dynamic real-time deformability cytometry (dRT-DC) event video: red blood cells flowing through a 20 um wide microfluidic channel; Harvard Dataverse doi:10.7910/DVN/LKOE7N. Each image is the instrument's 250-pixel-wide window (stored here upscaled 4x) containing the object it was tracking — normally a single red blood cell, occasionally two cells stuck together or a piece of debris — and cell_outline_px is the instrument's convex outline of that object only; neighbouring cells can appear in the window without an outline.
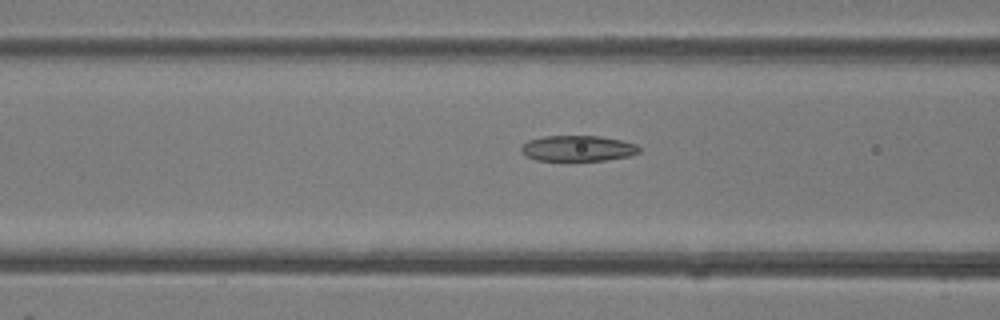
{"species": "common noctule bat (a hibernating species)", "species_latin": "Nyctalus noctula", "temperature_condition": "room temperature", "stored_images_in_passage": 39, "camera_frame_rate_fps": 3000, "um_per_image_px": 0.085, "animal": {"sex": "female"}, "frame": {"image": 1, "passage_image": 14, "time_ms": 4.333, "image_size_px": [1000, 320], "cell_outline_px": [[640, 152], [628, 156], [604, 160], [536, 160], [524, 156], [520, 152], [520, 148], [528, 140], [544, 136], [600, 136], [620, 140], [636, 144], [640, 148]], "centroid_in_image_um": [49.08, 12.61], "position_along_channel_um": 117.5, "area_um2": 17.63}}
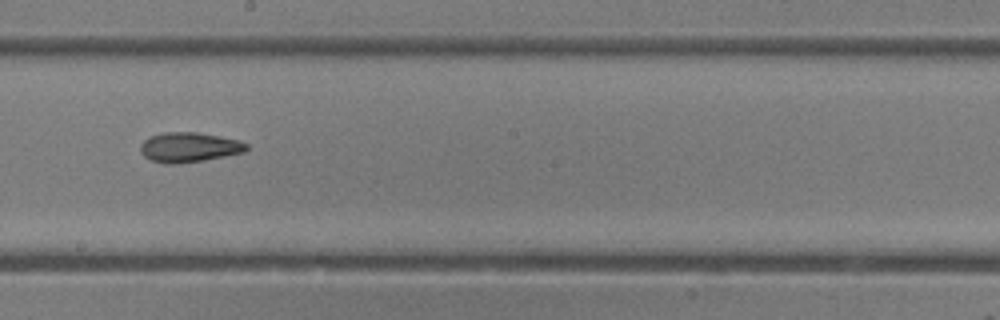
{"frame": {"image": 2, "passage_image": 21, "time_ms": 6.667, "image_size_px": [1000, 320], "cell_outline_px": [[248, 148], [244, 152], [204, 160], [176, 164], [164, 164], [152, 160], [144, 156], [140, 152], [140, 144], [148, 136], [164, 132], [196, 132], [220, 136], [240, 140], [248, 144]], "centroid_in_image_um": [16.05, 12.51], "position_along_channel_um": 232.1, "area_um2": 18.55}}
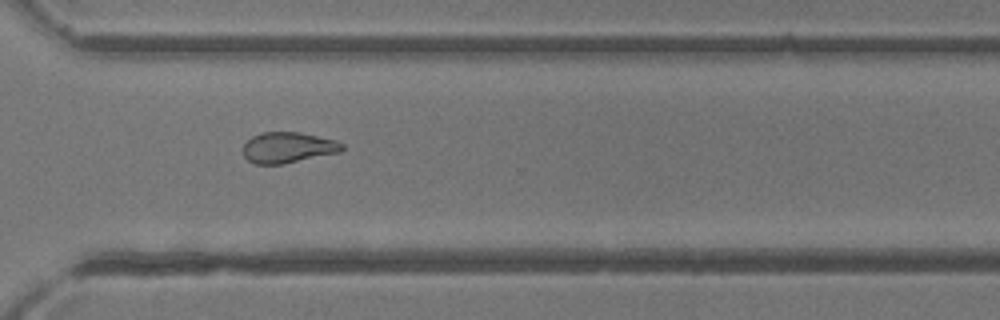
{"frame": {"image": 3, "passage_image": 28, "time_ms": 9.0, "image_size_px": [1000, 320], "cell_outline_px": [[344, 148], [340, 152], [280, 164], [256, 164], [248, 160], [244, 156], [244, 144], [252, 136], [260, 132], [300, 132], [336, 140], [344, 144]], "centroid_in_image_um": [24.48, 12.52], "position_along_channel_um": 346.1, "area_um2": 17.63}}